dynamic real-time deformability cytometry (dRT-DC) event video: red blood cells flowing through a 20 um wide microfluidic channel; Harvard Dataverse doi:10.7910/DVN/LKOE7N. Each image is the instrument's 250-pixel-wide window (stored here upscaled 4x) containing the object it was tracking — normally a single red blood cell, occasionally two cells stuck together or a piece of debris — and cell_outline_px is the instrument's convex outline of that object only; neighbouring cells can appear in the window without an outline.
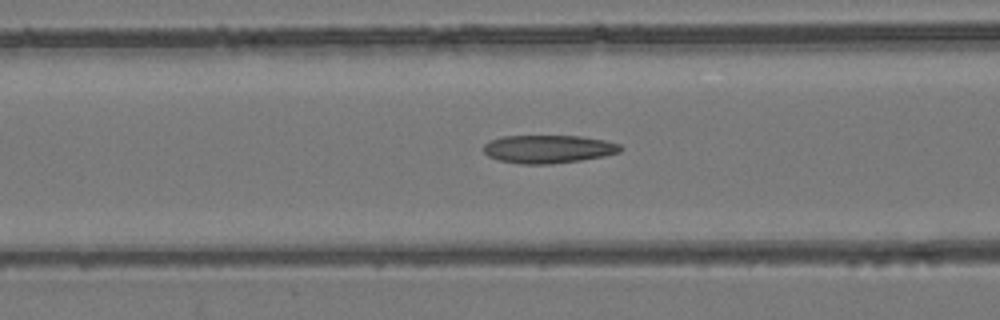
{"species": "common noctule bat (a hibernating species)", "species_latin": "Nyctalus noctula", "temperature_condition": "room temperature", "stored_images_in_passage": 54, "camera_frame_rate_fps": 3000, "um_per_image_px": 0.085, "animal": {"sex": "female", "body_mass_g": 24.6, "forearm_length_mm": 56.2}, "frame": {"image": 1, "passage_image": 22, "time_ms": 7.0, "image_size_px": [1000, 320], "cell_outline_px": [[624, 148], [620, 152], [604, 156], [580, 160], [552, 164], [520, 164], [500, 160], [488, 156], [484, 152], [484, 144], [492, 140], [504, 136], [580, 136], [604, 140], [620, 144]], "centroid_in_image_um": [46.63, 12.67], "position_along_channel_um": 120.0, "area_um2": 22.37}}
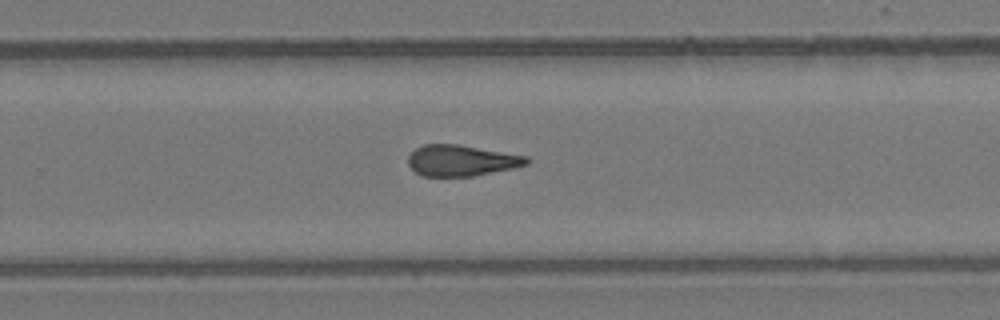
{"frame": {"image": 2, "passage_image": 35, "time_ms": 11.333, "image_size_px": [1000, 320], "cell_outline_px": [[528, 164], [512, 168], [472, 176], [424, 176], [416, 172], [408, 164], [408, 156], [416, 148], [424, 144], [456, 144], [528, 156]], "centroid_in_image_um": [39.2, 13.64], "position_along_channel_um": 290.6, "area_um2": 21.15}}
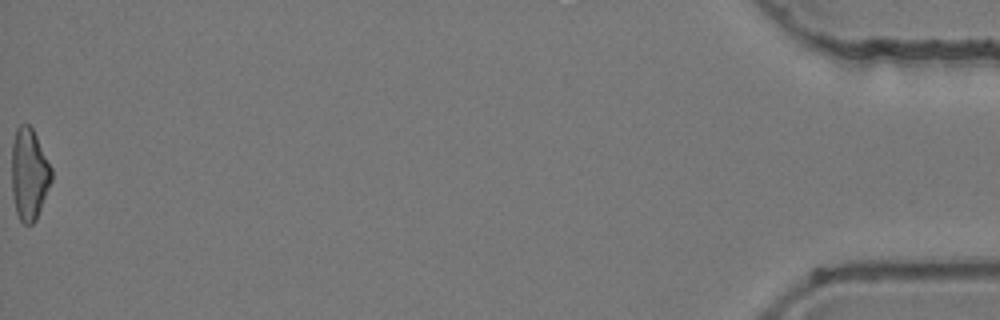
{"frame": {"image": 3, "passage_image": 54, "time_ms": 17.667, "image_size_px": [1000, 320], "cell_outline_px": [[52, 180], [36, 220], [32, 224], [24, 224], [20, 220], [16, 212], [12, 196], [12, 144], [16, 128], [20, 124], [28, 124], [32, 128], [52, 168]], "centroid_in_image_um": [2.47, 14.81], "position_along_channel_um": 432.7, "area_um2": 21.27}, "authors_computed_cell_mechanics": {"area_um2": 22.253, "velocity_mm_per_s": 3.9447, "shape_relaxation_time_tau1_ms": null, "shape_relaxation_time_tau2_ms": 3.4994, "deformation_change_tau1": null, "deformation_change_tau2": 0.1353}}